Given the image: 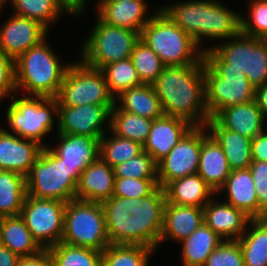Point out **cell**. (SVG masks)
Wrapping results in <instances>:
<instances>
[{"mask_svg":"<svg viewBox=\"0 0 267 266\" xmlns=\"http://www.w3.org/2000/svg\"><path fill=\"white\" fill-rule=\"evenodd\" d=\"M166 202V193L161 186L144 198L112 196L103 201L110 244L142 245L157 251Z\"/></svg>","mask_w":267,"mask_h":266,"instance_id":"1","label":"cell"},{"mask_svg":"<svg viewBox=\"0 0 267 266\" xmlns=\"http://www.w3.org/2000/svg\"><path fill=\"white\" fill-rule=\"evenodd\" d=\"M164 115L204 127L210 117L205 104V59L195 64L166 66L152 83Z\"/></svg>","mask_w":267,"mask_h":266,"instance_id":"2","label":"cell"},{"mask_svg":"<svg viewBox=\"0 0 267 266\" xmlns=\"http://www.w3.org/2000/svg\"><path fill=\"white\" fill-rule=\"evenodd\" d=\"M160 8L203 52L212 49L210 42L218 44L241 33V13L220 0H177Z\"/></svg>","mask_w":267,"mask_h":266,"instance_id":"3","label":"cell"},{"mask_svg":"<svg viewBox=\"0 0 267 266\" xmlns=\"http://www.w3.org/2000/svg\"><path fill=\"white\" fill-rule=\"evenodd\" d=\"M47 38L15 60L16 92L20 95L46 98L58 96L63 77L72 61L63 63L64 59H60L54 52Z\"/></svg>","mask_w":267,"mask_h":266,"instance_id":"4","label":"cell"},{"mask_svg":"<svg viewBox=\"0 0 267 266\" xmlns=\"http://www.w3.org/2000/svg\"><path fill=\"white\" fill-rule=\"evenodd\" d=\"M5 126L3 128L17 136L33 140L48 147L44 138L58 129L57 98L24 96L14 94L5 106ZM56 123V124H55ZM56 127V128H55Z\"/></svg>","mask_w":267,"mask_h":266,"instance_id":"5","label":"cell"},{"mask_svg":"<svg viewBox=\"0 0 267 266\" xmlns=\"http://www.w3.org/2000/svg\"><path fill=\"white\" fill-rule=\"evenodd\" d=\"M204 59L205 104L210 118L228 106L255 100V87L243 71L228 68V63L213 49L204 52Z\"/></svg>","mask_w":267,"mask_h":266,"instance_id":"6","label":"cell"},{"mask_svg":"<svg viewBox=\"0 0 267 266\" xmlns=\"http://www.w3.org/2000/svg\"><path fill=\"white\" fill-rule=\"evenodd\" d=\"M140 39L159 56L165 66L195 64L204 57V52L194 39L161 8L142 29Z\"/></svg>","mask_w":267,"mask_h":266,"instance_id":"7","label":"cell"},{"mask_svg":"<svg viewBox=\"0 0 267 266\" xmlns=\"http://www.w3.org/2000/svg\"><path fill=\"white\" fill-rule=\"evenodd\" d=\"M80 175L78 168L68 167L45 147L26 175L27 195L67 203L76 198Z\"/></svg>","mask_w":267,"mask_h":266,"instance_id":"8","label":"cell"},{"mask_svg":"<svg viewBox=\"0 0 267 266\" xmlns=\"http://www.w3.org/2000/svg\"><path fill=\"white\" fill-rule=\"evenodd\" d=\"M95 21L84 42L80 43L79 59L99 70L110 63L129 59L140 33L106 24L97 15Z\"/></svg>","mask_w":267,"mask_h":266,"instance_id":"9","label":"cell"},{"mask_svg":"<svg viewBox=\"0 0 267 266\" xmlns=\"http://www.w3.org/2000/svg\"><path fill=\"white\" fill-rule=\"evenodd\" d=\"M61 242L103 252L110 241L102 204L76 198L68 201Z\"/></svg>","mask_w":267,"mask_h":266,"instance_id":"10","label":"cell"},{"mask_svg":"<svg viewBox=\"0 0 267 266\" xmlns=\"http://www.w3.org/2000/svg\"><path fill=\"white\" fill-rule=\"evenodd\" d=\"M56 98L58 105L66 106L115 104L103 72L85 65L80 59L72 61L67 68Z\"/></svg>","mask_w":267,"mask_h":266,"instance_id":"11","label":"cell"},{"mask_svg":"<svg viewBox=\"0 0 267 266\" xmlns=\"http://www.w3.org/2000/svg\"><path fill=\"white\" fill-rule=\"evenodd\" d=\"M212 49L226 62L228 68L243 71L253 87L267 84V40L237 34Z\"/></svg>","mask_w":267,"mask_h":266,"instance_id":"12","label":"cell"},{"mask_svg":"<svg viewBox=\"0 0 267 266\" xmlns=\"http://www.w3.org/2000/svg\"><path fill=\"white\" fill-rule=\"evenodd\" d=\"M66 204L53 199L26 196L20 216L43 249L61 242Z\"/></svg>","mask_w":267,"mask_h":266,"instance_id":"13","label":"cell"},{"mask_svg":"<svg viewBox=\"0 0 267 266\" xmlns=\"http://www.w3.org/2000/svg\"><path fill=\"white\" fill-rule=\"evenodd\" d=\"M209 133L206 126L193 127L158 164L159 186L197 174L202 139Z\"/></svg>","mask_w":267,"mask_h":266,"instance_id":"14","label":"cell"},{"mask_svg":"<svg viewBox=\"0 0 267 266\" xmlns=\"http://www.w3.org/2000/svg\"><path fill=\"white\" fill-rule=\"evenodd\" d=\"M114 105H58L57 133L100 139L109 131L110 111Z\"/></svg>","mask_w":267,"mask_h":266,"instance_id":"15","label":"cell"},{"mask_svg":"<svg viewBox=\"0 0 267 266\" xmlns=\"http://www.w3.org/2000/svg\"><path fill=\"white\" fill-rule=\"evenodd\" d=\"M5 19L0 25V49L14 60L49 35V30L37 20L12 13Z\"/></svg>","mask_w":267,"mask_h":266,"instance_id":"16","label":"cell"},{"mask_svg":"<svg viewBox=\"0 0 267 266\" xmlns=\"http://www.w3.org/2000/svg\"><path fill=\"white\" fill-rule=\"evenodd\" d=\"M152 6L149 5L148 0H96L94 11L106 24L141 33L154 13L160 8L158 5L154 6L155 9H150Z\"/></svg>","mask_w":267,"mask_h":266,"instance_id":"17","label":"cell"},{"mask_svg":"<svg viewBox=\"0 0 267 266\" xmlns=\"http://www.w3.org/2000/svg\"><path fill=\"white\" fill-rule=\"evenodd\" d=\"M0 125V170L26 176L42 149L39 143L7 132Z\"/></svg>","mask_w":267,"mask_h":266,"instance_id":"18","label":"cell"},{"mask_svg":"<svg viewBox=\"0 0 267 266\" xmlns=\"http://www.w3.org/2000/svg\"><path fill=\"white\" fill-rule=\"evenodd\" d=\"M215 195L204 207V223L223 240H238L251 220L242 210Z\"/></svg>","mask_w":267,"mask_h":266,"instance_id":"19","label":"cell"},{"mask_svg":"<svg viewBox=\"0 0 267 266\" xmlns=\"http://www.w3.org/2000/svg\"><path fill=\"white\" fill-rule=\"evenodd\" d=\"M55 135L54 146L50 143L47 148L68 167L78 168L82 173L99 157L100 139L60 133Z\"/></svg>","mask_w":267,"mask_h":266,"instance_id":"20","label":"cell"},{"mask_svg":"<svg viewBox=\"0 0 267 266\" xmlns=\"http://www.w3.org/2000/svg\"><path fill=\"white\" fill-rule=\"evenodd\" d=\"M193 127L188 121L173 116L154 119L143 150L158 164Z\"/></svg>","mask_w":267,"mask_h":266,"instance_id":"21","label":"cell"},{"mask_svg":"<svg viewBox=\"0 0 267 266\" xmlns=\"http://www.w3.org/2000/svg\"><path fill=\"white\" fill-rule=\"evenodd\" d=\"M213 119L222 128L232 130L251 140L267 130V119L255 100L228 106L220 110Z\"/></svg>","mask_w":267,"mask_h":266,"instance_id":"22","label":"cell"},{"mask_svg":"<svg viewBox=\"0 0 267 266\" xmlns=\"http://www.w3.org/2000/svg\"><path fill=\"white\" fill-rule=\"evenodd\" d=\"M114 183L113 168L99 156L79 176L76 199L102 203L113 196Z\"/></svg>","mask_w":267,"mask_h":266,"instance_id":"23","label":"cell"},{"mask_svg":"<svg viewBox=\"0 0 267 266\" xmlns=\"http://www.w3.org/2000/svg\"><path fill=\"white\" fill-rule=\"evenodd\" d=\"M250 169L232 170L216 195L251 219H259V203ZM224 195H226L224 197Z\"/></svg>","mask_w":267,"mask_h":266,"instance_id":"24","label":"cell"},{"mask_svg":"<svg viewBox=\"0 0 267 266\" xmlns=\"http://www.w3.org/2000/svg\"><path fill=\"white\" fill-rule=\"evenodd\" d=\"M202 223H204L203 208L180 206L166 202L159 249L168 240L178 244L190 236Z\"/></svg>","mask_w":267,"mask_h":266,"instance_id":"25","label":"cell"},{"mask_svg":"<svg viewBox=\"0 0 267 266\" xmlns=\"http://www.w3.org/2000/svg\"><path fill=\"white\" fill-rule=\"evenodd\" d=\"M231 171L232 169L229 166L222 147L208 133L202 139L197 174L217 193L225 184Z\"/></svg>","mask_w":267,"mask_h":266,"instance_id":"26","label":"cell"},{"mask_svg":"<svg viewBox=\"0 0 267 266\" xmlns=\"http://www.w3.org/2000/svg\"><path fill=\"white\" fill-rule=\"evenodd\" d=\"M167 203L203 208L216 193L198 174L175 179L164 187Z\"/></svg>","mask_w":267,"mask_h":266,"instance_id":"27","label":"cell"},{"mask_svg":"<svg viewBox=\"0 0 267 266\" xmlns=\"http://www.w3.org/2000/svg\"><path fill=\"white\" fill-rule=\"evenodd\" d=\"M206 127L222 147L232 170L249 168L252 163L251 139L222 128L213 118L209 119Z\"/></svg>","mask_w":267,"mask_h":266,"instance_id":"28","label":"cell"},{"mask_svg":"<svg viewBox=\"0 0 267 266\" xmlns=\"http://www.w3.org/2000/svg\"><path fill=\"white\" fill-rule=\"evenodd\" d=\"M11 4L10 13L39 21L49 31L53 24L59 23L62 14L66 17L73 15L59 0H3L0 4V13Z\"/></svg>","mask_w":267,"mask_h":266,"instance_id":"29","label":"cell"},{"mask_svg":"<svg viewBox=\"0 0 267 266\" xmlns=\"http://www.w3.org/2000/svg\"><path fill=\"white\" fill-rule=\"evenodd\" d=\"M223 241L210 227L202 223L180 245L182 266H204L214 249Z\"/></svg>","mask_w":267,"mask_h":266,"instance_id":"30","label":"cell"},{"mask_svg":"<svg viewBox=\"0 0 267 266\" xmlns=\"http://www.w3.org/2000/svg\"><path fill=\"white\" fill-rule=\"evenodd\" d=\"M115 104L121 110L152 120L164 115L152 84H142L122 92L115 98Z\"/></svg>","mask_w":267,"mask_h":266,"instance_id":"31","label":"cell"},{"mask_svg":"<svg viewBox=\"0 0 267 266\" xmlns=\"http://www.w3.org/2000/svg\"><path fill=\"white\" fill-rule=\"evenodd\" d=\"M0 245L9 248L20 258L36 254L43 249L20 215L3 217L0 226Z\"/></svg>","mask_w":267,"mask_h":266,"instance_id":"32","label":"cell"},{"mask_svg":"<svg viewBox=\"0 0 267 266\" xmlns=\"http://www.w3.org/2000/svg\"><path fill=\"white\" fill-rule=\"evenodd\" d=\"M243 253L244 266H267V219H251L237 240Z\"/></svg>","mask_w":267,"mask_h":266,"instance_id":"33","label":"cell"},{"mask_svg":"<svg viewBox=\"0 0 267 266\" xmlns=\"http://www.w3.org/2000/svg\"><path fill=\"white\" fill-rule=\"evenodd\" d=\"M152 119L121 110L116 104L110 111L109 130L118 137L140 143L146 142Z\"/></svg>","mask_w":267,"mask_h":266,"instance_id":"34","label":"cell"},{"mask_svg":"<svg viewBox=\"0 0 267 266\" xmlns=\"http://www.w3.org/2000/svg\"><path fill=\"white\" fill-rule=\"evenodd\" d=\"M26 196V176L0 170V215H20Z\"/></svg>","mask_w":267,"mask_h":266,"instance_id":"35","label":"cell"},{"mask_svg":"<svg viewBox=\"0 0 267 266\" xmlns=\"http://www.w3.org/2000/svg\"><path fill=\"white\" fill-rule=\"evenodd\" d=\"M156 252L142 245L110 244L102 252V266H149Z\"/></svg>","mask_w":267,"mask_h":266,"instance_id":"36","label":"cell"},{"mask_svg":"<svg viewBox=\"0 0 267 266\" xmlns=\"http://www.w3.org/2000/svg\"><path fill=\"white\" fill-rule=\"evenodd\" d=\"M142 151L143 146L140 143L118 137L110 130L100 138L99 156L112 168L135 158Z\"/></svg>","mask_w":267,"mask_h":266,"instance_id":"37","label":"cell"},{"mask_svg":"<svg viewBox=\"0 0 267 266\" xmlns=\"http://www.w3.org/2000/svg\"><path fill=\"white\" fill-rule=\"evenodd\" d=\"M101 71L105 75L109 92L114 98L130 88L143 84L130 58L110 63Z\"/></svg>","mask_w":267,"mask_h":266,"instance_id":"38","label":"cell"},{"mask_svg":"<svg viewBox=\"0 0 267 266\" xmlns=\"http://www.w3.org/2000/svg\"><path fill=\"white\" fill-rule=\"evenodd\" d=\"M54 266H102V252L60 242L49 248Z\"/></svg>","mask_w":267,"mask_h":266,"instance_id":"39","label":"cell"},{"mask_svg":"<svg viewBox=\"0 0 267 266\" xmlns=\"http://www.w3.org/2000/svg\"><path fill=\"white\" fill-rule=\"evenodd\" d=\"M130 59L143 84H152L166 67L159 56L140 38L133 47Z\"/></svg>","mask_w":267,"mask_h":266,"instance_id":"40","label":"cell"},{"mask_svg":"<svg viewBox=\"0 0 267 266\" xmlns=\"http://www.w3.org/2000/svg\"><path fill=\"white\" fill-rule=\"evenodd\" d=\"M245 1L249 6L246 15L241 12V32L257 39L267 40V0Z\"/></svg>","mask_w":267,"mask_h":266,"instance_id":"41","label":"cell"},{"mask_svg":"<svg viewBox=\"0 0 267 266\" xmlns=\"http://www.w3.org/2000/svg\"><path fill=\"white\" fill-rule=\"evenodd\" d=\"M115 177L122 178H158L157 163L146 152L142 151L135 158L113 167Z\"/></svg>","mask_w":267,"mask_h":266,"instance_id":"42","label":"cell"},{"mask_svg":"<svg viewBox=\"0 0 267 266\" xmlns=\"http://www.w3.org/2000/svg\"><path fill=\"white\" fill-rule=\"evenodd\" d=\"M158 186V178L115 177L113 196L140 199L150 195Z\"/></svg>","mask_w":267,"mask_h":266,"instance_id":"43","label":"cell"},{"mask_svg":"<svg viewBox=\"0 0 267 266\" xmlns=\"http://www.w3.org/2000/svg\"><path fill=\"white\" fill-rule=\"evenodd\" d=\"M204 266H244L239 242L237 240H223L210 254Z\"/></svg>","mask_w":267,"mask_h":266,"instance_id":"44","label":"cell"},{"mask_svg":"<svg viewBox=\"0 0 267 266\" xmlns=\"http://www.w3.org/2000/svg\"><path fill=\"white\" fill-rule=\"evenodd\" d=\"M259 203V219L267 216V162L252 161L249 166Z\"/></svg>","mask_w":267,"mask_h":266,"instance_id":"45","label":"cell"},{"mask_svg":"<svg viewBox=\"0 0 267 266\" xmlns=\"http://www.w3.org/2000/svg\"><path fill=\"white\" fill-rule=\"evenodd\" d=\"M16 93L15 60L0 49V104Z\"/></svg>","mask_w":267,"mask_h":266,"instance_id":"46","label":"cell"},{"mask_svg":"<svg viewBox=\"0 0 267 266\" xmlns=\"http://www.w3.org/2000/svg\"><path fill=\"white\" fill-rule=\"evenodd\" d=\"M17 266H54L49 249H42L36 254L21 257Z\"/></svg>","mask_w":267,"mask_h":266,"instance_id":"47","label":"cell"},{"mask_svg":"<svg viewBox=\"0 0 267 266\" xmlns=\"http://www.w3.org/2000/svg\"><path fill=\"white\" fill-rule=\"evenodd\" d=\"M252 161L267 162V130L251 140Z\"/></svg>","mask_w":267,"mask_h":266,"instance_id":"48","label":"cell"},{"mask_svg":"<svg viewBox=\"0 0 267 266\" xmlns=\"http://www.w3.org/2000/svg\"><path fill=\"white\" fill-rule=\"evenodd\" d=\"M66 9L74 16V18H84L87 12L89 0H59ZM86 10V11H85Z\"/></svg>","mask_w":267,"mask_h":266,"instance_id":"49","label":"cell"},{"mask_svg":"<svg viewBox=\"0 0 267 266\" xmlns=\"http://www.w3.org/2000/svg\"><path fill=\"white\" fill-rule=\"evenodd\" d=\"M19 259L9 248L0 245V266H17Z\"/></svg>","mask_w":267,"mask_h":266,"instance_id":"50","label":"cell"},{"mask_svg":"<svg viewBox=\"0 0 267 266\" xmlns=\"http://www.w3.org/2000/svg\"><path fill=\"white\" fill-rule=\"evenodd\" d=\"M255 101L267 119V84L255 88Z\"/></svg>","mask_w":267,"mask_h":266,"instance_id":"51","label":"cell"},{"mask_svg":"<svg viewBox=\"0 0 267 266\" xmlns=\"http://www.w3.org/2000/svg\"><path fill=\"white\" fill-rule=\"evenodd\" d=\"M2 219H3V217L0 215V226H1Z\"/></svg>","mask_w":267,"mask_h":266,"instance_id":"52","label":"cell"}]
</instances>
